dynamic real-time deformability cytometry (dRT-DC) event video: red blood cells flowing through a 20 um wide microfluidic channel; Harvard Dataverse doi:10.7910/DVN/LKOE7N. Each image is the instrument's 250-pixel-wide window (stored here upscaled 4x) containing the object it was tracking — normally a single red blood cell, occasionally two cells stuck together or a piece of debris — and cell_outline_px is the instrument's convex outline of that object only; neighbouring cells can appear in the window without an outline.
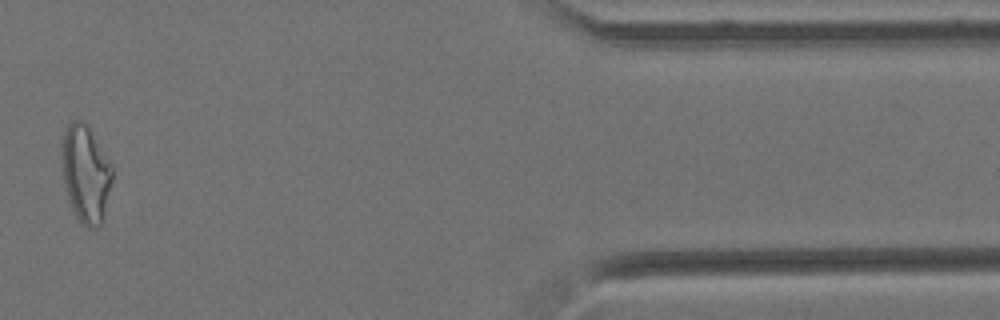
{"species": "Egyptian fruit bat (a non-hibernating species)", "species_latin": "Rousettus aegyptiacus", "temperature_condition": "cold", "stored_images_in_passage": 16, "camera_frame_rate_fps": 3000, "um_per_image_px": 0.085, "animal": {"sex": "female"}, "frame": {"image": 1, "passage_image": 14, "time_ms": 4.333, "image_size_px": [1000, 320], "cell_outline_px": [[112, 180], [100, 224], [88, 228], [76, 216], [72, 208], [68, 196], [64, 180], [60, 144], [64, 132], [68, 124], [72, 120], [84, 120], [88, 124], [112, 164]], "centroid_in_image_um": [7.27, 14.65], "position_along_channel_um": 404.1, "area_um2": 28.32}}